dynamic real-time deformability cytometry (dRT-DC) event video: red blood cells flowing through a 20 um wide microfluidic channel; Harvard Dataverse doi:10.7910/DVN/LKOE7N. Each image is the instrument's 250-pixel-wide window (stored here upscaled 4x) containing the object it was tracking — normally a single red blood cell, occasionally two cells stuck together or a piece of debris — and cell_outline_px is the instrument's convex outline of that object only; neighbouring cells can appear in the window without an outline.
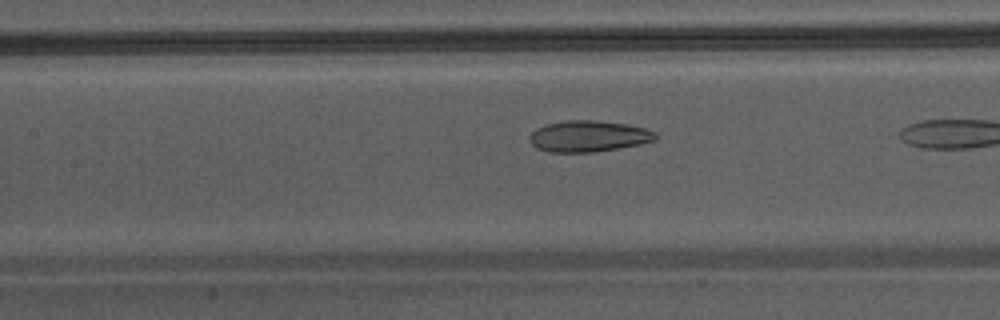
{"species": "Egyptian fruit bat (a non-hibernating species)", "species_latin": "Rousettus aegyptiacus", "temperature_condition": "warm", "stored_images_in_passage": 24, "camera_frame_rate_fps": 3000, "um_per_image_px": 0.085, "animal": {"sex": "male"}, "frame": {"image": 1, "passage_image": 21, "time_ms": 6.667, "image_size_px": [1000, 320], "cell_outline_px": [[656, 140], [640, 144], [620, 148], [592, 152], [548, 152], [536, 148], [532, 144], [528, 136], [536, 128], [544, 124], [564, 120], [596, 120], [628, 124], [644, 128], [656, 132]], "centroid_in_image_um": [50.0, 11.57], "position_along_channel_um": 157.4, "area_um2": 23.12}}